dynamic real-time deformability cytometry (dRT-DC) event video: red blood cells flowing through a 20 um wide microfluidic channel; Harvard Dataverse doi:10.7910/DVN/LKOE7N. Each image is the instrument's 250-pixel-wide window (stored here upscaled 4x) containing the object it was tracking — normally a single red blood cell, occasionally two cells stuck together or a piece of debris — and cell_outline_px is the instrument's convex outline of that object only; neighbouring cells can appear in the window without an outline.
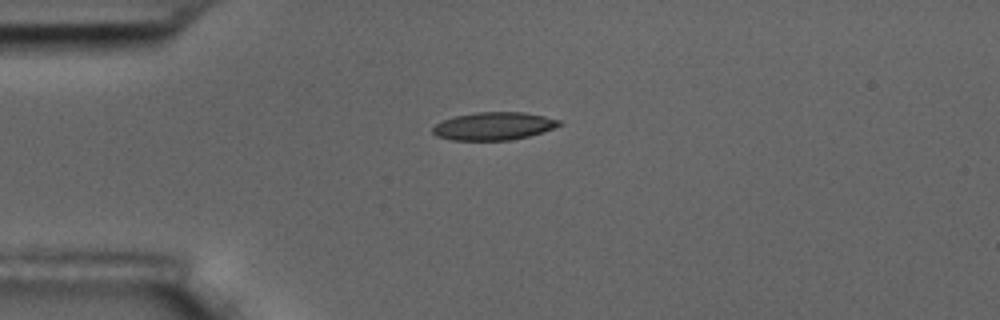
{"species": "common noctule bat (a hibernating species)", "species_latin": "Nyctalus noctula", "temperature_condition": "room temperature", "stored_images_in_passage": 43, "camera_frame_rate_fps": 3000, "um_per_image_px": 0.085, "animal": {"sex": "male", "body_mass_g": 17.5, "forearm_length_mm": 52.3}, "frame": {"image": 1, "passage_image": 1, "time_ms": 0.0, "image_size_px": [1000, 320], "cell_outline_px": [[564, 124], [544, 132], [512, 140], [452, 140], [436, 136], [432, 132], [432, 128], [436, 124], [444, 120], [456, 116], [476, 112], [524, 112], [544, 116], [560, 120]], "centroid_in_image_um": [42.0, 10.72], "position_along_channel_um": 43.0, "area_um2": 20.58}}
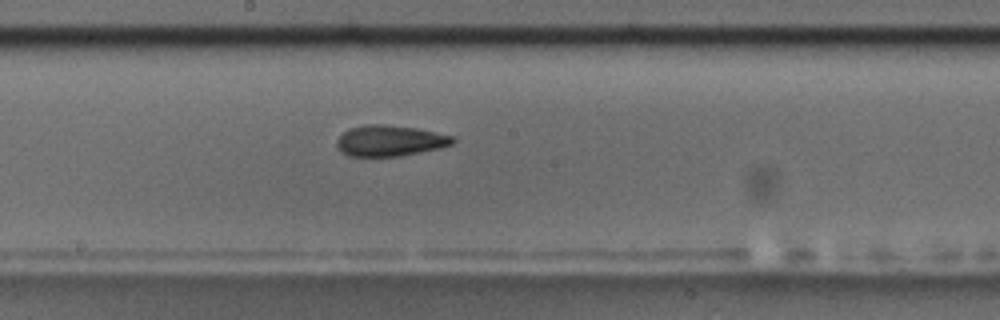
{"frame": {"image": 2, "passage_image": 17, "time_ms": 5.333, "image_size_px": [1000, 320], "cell_outline_px": [[456, 140], [452, 144], [440, 148], [400, 156], [348, 156], [340, 152], [336, 144], [336, 140], [348, 128], [364, 124], [384, 124], [416, 128], [456, 136]], "centroid_in_image_um": [33.14, 11.95], "position_along_channel_um": 215.1, "area_um2": 21.1}}
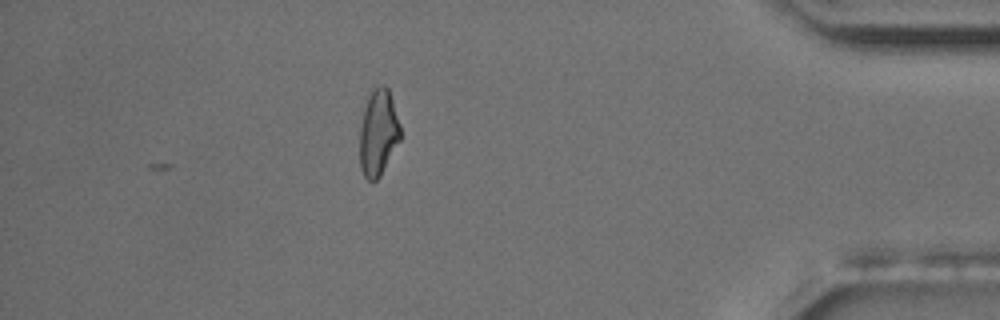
{"frame": {"image": 3, "passage_image": 36, "time_ms": 11.667, "image_size_px": [1000, 320], "cell_outline_px": [[400, 140], [380, 176], [376, 180], [368, 180], [364, 176], [360, 164], [360, 128], [364, 108], [368, 92], [372, 84], [384, 84], [388, 88], [400, 124]], "centroid_in_image_um": [32.14, 11.2], "position_along_channel_um": 403.1, "area_um2": 20.63}, "authors_computed_cell_mechanics": {"area_um2": 20.6346, "velocity_mm_per_s": 3.6387, "shape_relaxation_time_tau1_ms": null, "shape_relaxation_time_tau2_ms": 3.6685, "deformation_change_tau1": null, "deformation_change_tau2": 0.1107}}